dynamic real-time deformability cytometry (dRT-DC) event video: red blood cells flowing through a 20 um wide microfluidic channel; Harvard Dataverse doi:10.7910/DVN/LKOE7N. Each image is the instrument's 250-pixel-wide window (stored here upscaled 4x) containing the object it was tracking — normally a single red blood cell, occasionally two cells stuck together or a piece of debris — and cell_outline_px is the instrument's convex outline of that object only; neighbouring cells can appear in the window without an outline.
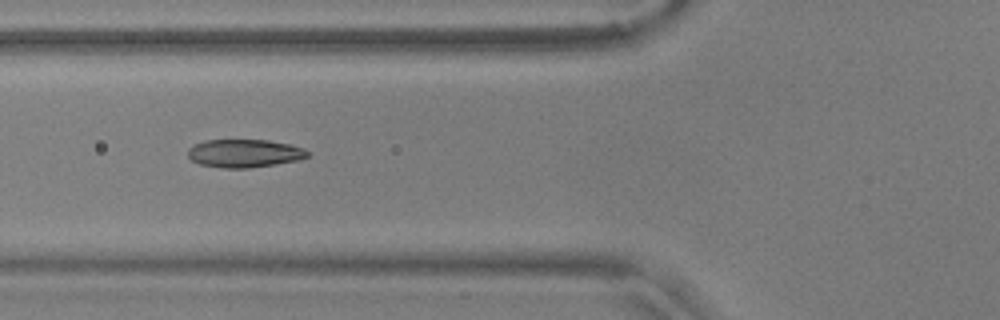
{"species": "common noctule bat (a hibernating species)", "species_latin": "Nyctalus noctula", "temperature_condition": "warm", "stored_images_in_passage": 55, "camera_frame_rate_fps": 3000, "um_per_image_px": 0.085, "animal": {"sex": "male", "body_mass_g": 17.9, "forearm_length_mm": 54.2}, "frame": {"image": 1, "passage_image": 21, "time_ms": 6.667, "image_size_px": [1000, 320], "cell_outline_px": [[308, 156], [296, 160], [248, 168], [220, 168], [200, 164], [192, 160], [188, 156], [188, 148], [204, 140], [268, 140], [288, 144], [304, 148], [308, 152]], "centroid_in_image_um": [20.73, 13.03], "position_along_channel_um": 105.1, "area_um2": 19.36}}
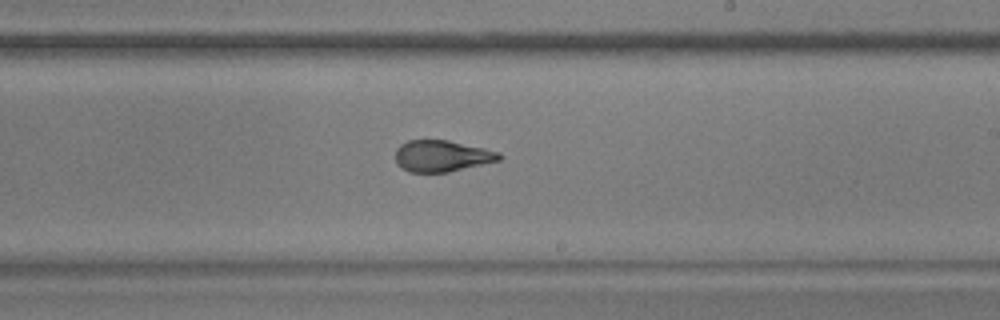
{"frame": {"image": 2, "passage_image": 33, "time_ms": 10.667, "image_size_px": [1000, 320], "cell_outline_px": [[500, 160], [448, 172], [408, 172], [396, 164], [396, 148], [400, 144], [408, 140], [448, 140], [484, 148], [500, 152]], "centroid_in_image_um": [37.52, 13.25], "position_along_channel_um": 251.5, "area_um2": 18.96}}
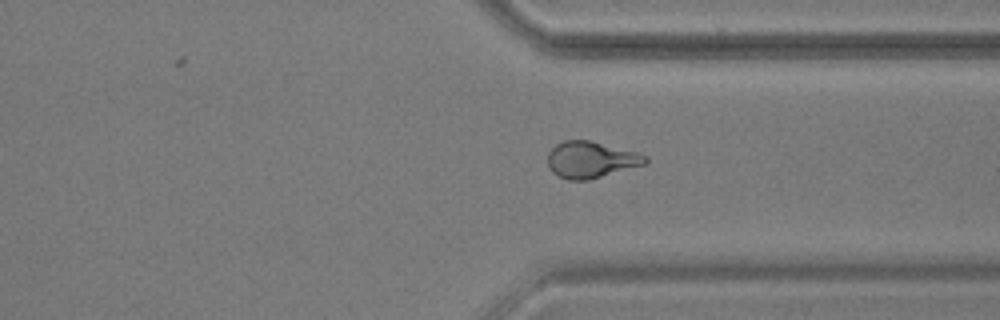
{"frame": {"image": 3, "passage_image": 42, "time_ms": 13.667, "image_size_px": [1000, 320], "cell_outline_px": [[648, 164], [588, 180], [568, 180], [552, 172], [548, 168], [548, 152], [556, 144], [564, 140], [588, 140], [636, 152], [648, 156]], "centroid_in_image_um": [50.24, 13.58], "position_along_channel_um": 361.2, "area_um2": 20.81}, "authors_computed_cell_mechanics": {"area_um2": 19.7098, "velocity_mm_per_s": 3.6544, "shape_relaxation_time_tau1_ms": null, "shape_relaxation_time_tau2_ms": 1.079, "deformation_change_tau1": null, "deformation_change_tau2": 0.0764}}